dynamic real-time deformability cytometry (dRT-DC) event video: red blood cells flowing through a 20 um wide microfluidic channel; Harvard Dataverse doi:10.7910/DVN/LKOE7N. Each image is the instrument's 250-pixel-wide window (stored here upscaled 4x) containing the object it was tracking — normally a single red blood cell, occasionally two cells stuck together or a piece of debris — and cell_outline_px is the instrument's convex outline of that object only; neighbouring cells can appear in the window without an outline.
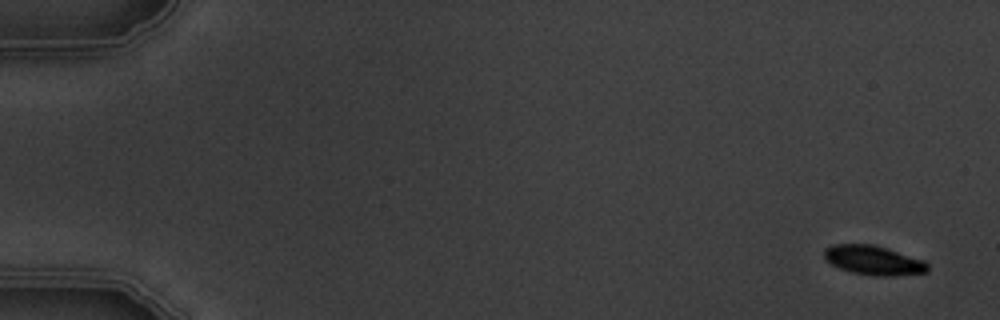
{"species": "common noctule bat (a hibernating species)", "species_latin": "Nyctalus noctula", "temperature_condition": "warm", "stored_images_in_passage": 5, "camera_frame_rate_fps": 3000, "um_per_image_px": 0.085, "animal": {"sex": "male", "body_mass_g": 19.5, "forearm_length_mm": 54.6}, "frame": {"image": 1, "passage_image": 1, "time_ms": 0.0, "image_size_px": [1000, 320], "cell_outline_px": [[928, 272], [892, 276], [876, 276], [852, 272], [840, 268], [824, 260], [824, 248], [832, 244], [876, 244], [924, 260], [928, 264]], "centroid_in_image_um": [74.24, 22.11], "position_along_channel_um": 10.8, "area_um2": 17.86}}
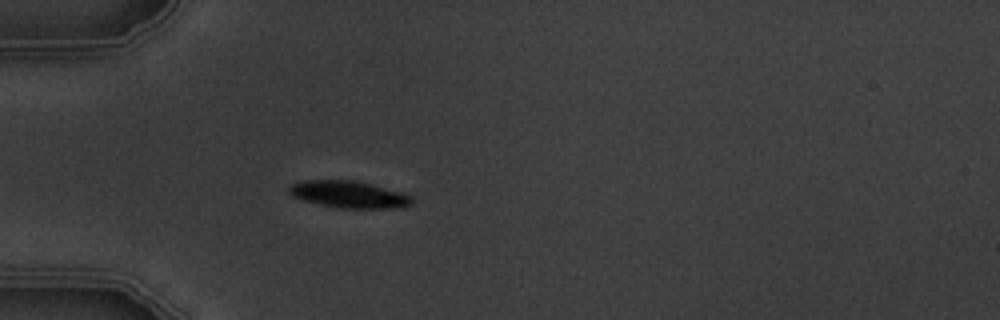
{"frame": {"image": 2, "passage_image": 5, "time_ms": 5.0, "image_size_px": [1000, 320], "cell_outline_px": [[412, 204], [396, 208], [344, 208], [304, 200], [292, 196], [288, 192], [288, 188], [292, 184], [300, 180], [356, 180], [372, 184], [400, 192], [412, 196]], "centroid_in_image_um": [29.65, 16.51], "position_along_channel_um": 55.4, "area_um2": 19.07}}